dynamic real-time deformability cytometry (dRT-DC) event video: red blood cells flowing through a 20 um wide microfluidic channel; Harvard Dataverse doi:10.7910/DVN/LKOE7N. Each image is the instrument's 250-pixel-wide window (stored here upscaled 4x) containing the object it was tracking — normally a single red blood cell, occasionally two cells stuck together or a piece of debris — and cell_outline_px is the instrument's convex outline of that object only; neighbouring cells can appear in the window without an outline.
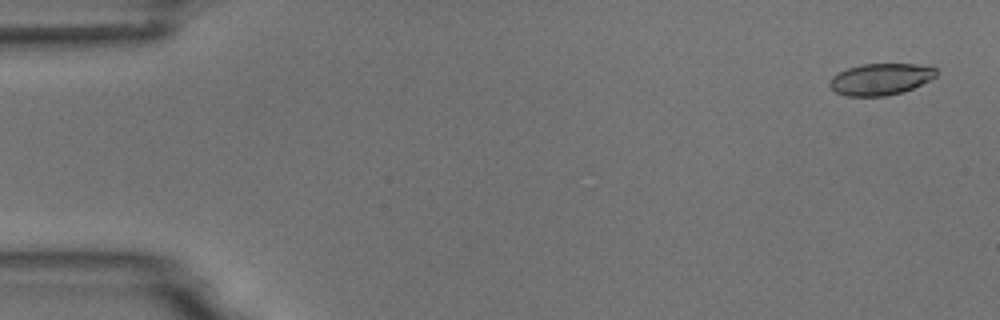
{"species": "common noctule bat (a hibernating species)", "species_latin": "Nyctalus noctula", "temperature_condition": "room temperature", "stored_images_in_passage": 4, "camera_frame_rate_fps": 3000, "um_per_image_px": 0.085, "animal": {"sex": "male", "body_mass_g": 18.8}, "frame": {"image": 1, "passage_image": 1, "time_ms": 0.0, "image_size_px": [1000, 320], "cell_outline_px": [[936, 76], [912, 88], [900, 92], [884, 96], [848, 96], [836, 92], [828, 84], [832, 76], [848, 68], [860, 64], [916, 64], [936, 68]], "centroid_in_image_um": [74.81, 6.72], "position_along_channel_um": 10.2, "area_um2": 19.31}}
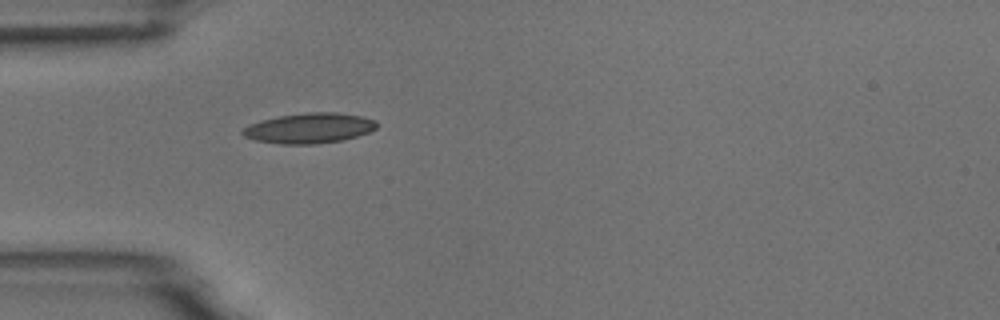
{"frame": {"image": 2, "passage_image": 4, "time_ms": 4.667, "image_size_px": [1000, 320], "cell_outline_px": [[380, 124], [376, 128], [368, 132], [344, 140], [316, 144], [280, 144], [256, 140], [244, 136], [240, 132], [248, 124], [260, 120], [280, 116], [308, 112], [336, 112], [360, 116], [376, 120]], "centroid_in_image_um": [26.29, 10.89], "position_along_channel_um": 58.7, "area_um2": 23.7}}